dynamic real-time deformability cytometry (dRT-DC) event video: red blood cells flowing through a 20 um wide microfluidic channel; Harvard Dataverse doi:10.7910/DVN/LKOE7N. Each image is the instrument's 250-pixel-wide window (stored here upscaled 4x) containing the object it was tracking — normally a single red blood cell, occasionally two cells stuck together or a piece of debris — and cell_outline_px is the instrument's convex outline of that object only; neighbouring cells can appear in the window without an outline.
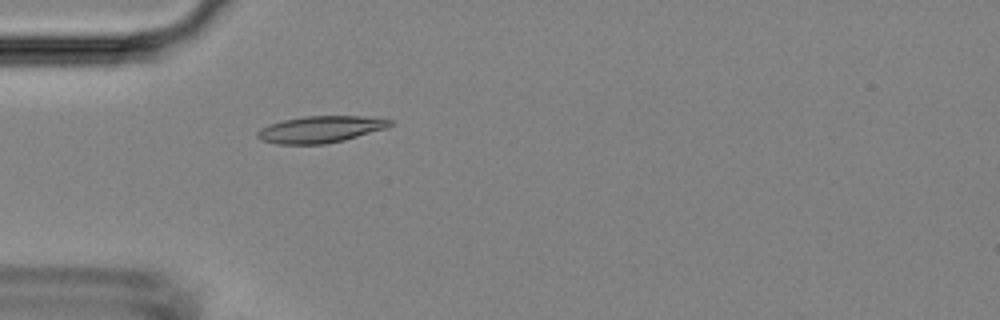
{"species": "Egyptian fruit bat (a non-hibernating species)", "species_latin": "Rousettus aegyptiacus", "temperature_condition": "room temperature", "stored_images_in_passage": 4, "camera_frame_rate_fps": 3000, "um_per_image_px": 0.085, "animal": {"sex": "female"}, "frame": {"image": 1, "passage_image": 4, "time_ms": 3.667, "image_size_px": [1000, 320], "cell_outline_px": [[392, 124], [388, 128], [344, 140], [324, 144], [276, 144], [260, 140], [256, 136], [256, 132], [260, 128], [268, 124], [284, 120], [304, 116], [360, 116], [392, 120]], "centroid_in_image_um": [27.2, 11.0], "position_along_channel_um": 57.8, "area_um2": 20.69}}